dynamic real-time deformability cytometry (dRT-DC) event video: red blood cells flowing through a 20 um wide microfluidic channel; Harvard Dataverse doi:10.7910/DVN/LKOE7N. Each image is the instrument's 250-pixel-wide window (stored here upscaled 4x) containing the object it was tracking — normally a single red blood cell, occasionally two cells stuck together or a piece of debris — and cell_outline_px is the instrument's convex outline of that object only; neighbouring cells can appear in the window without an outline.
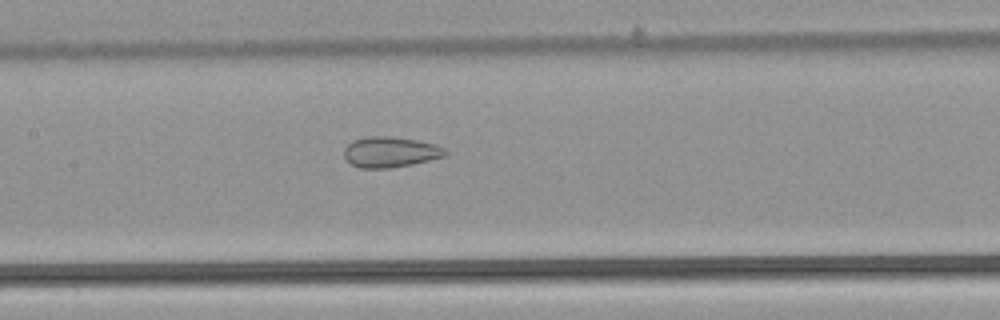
{"species": "common noctule bat (a hibernating species)", "species_latin": "Nyctalus noctula", "temperature_condition": "warm", "stored_images_in_passage": 37, "camera_frame_rate_fps": 3000, "um_per_image_px": 0.085, "animal": {"sex": "male", "body_mass_g": 21.5, "forearm_length_mm": 52.0}, "frame": {"image": 1, "passage_image": 10, "time_ms": 3.0, "image_size_px": [1000, 320], "cell_outline_px": [[448, 152], [444, 156], [412, 164], [388, 168], [360, 168], [352, 164], [344, 156], [344, 148], [352, 140], [368, 136], [388, 136], [416, 140], [436, 144], [444, 148]], "centroid_in_image_um": [33.16, 12.91], "position_along_channel_um": 174.2, "area_um2": 17.92}}
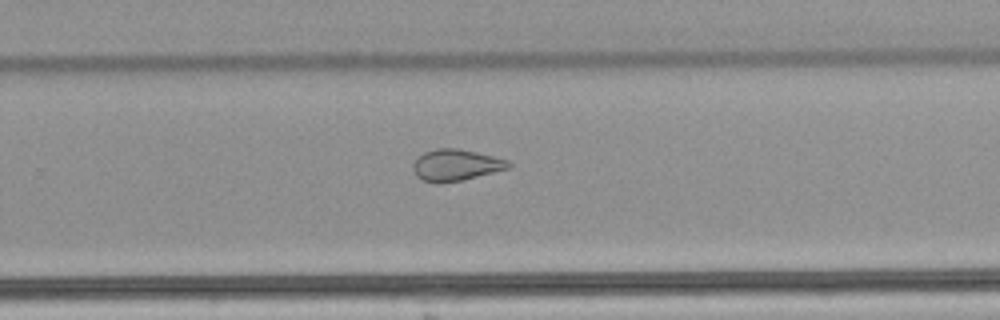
{"frame": {"image": 2, "passage_image": 19, "time_ms": 6.0, "image_size_px": [1000, 320], "cell_outline_px": [[512, 164], [508, 168], [460, 180], [440, 184], [436, 184], [420, 180], [416, 176], [412, 168], [412, 164], [424, 152], [436, 148], [460, 148], [508, 160]], "centroid_in_image_um": [38.69, 14.03], "position_along_channel_um": 291.1, "area_um2": 17.46}}
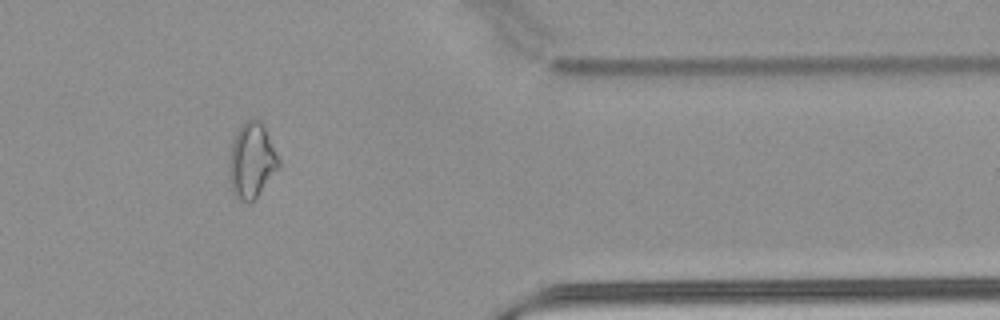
{"frame": {"image": 3, "passage_image": 28, "time_ms": 9.0, "image_size_px": [1000, 320], "cell_outline_px": [[280, 168], [256, 196], [248, 204], [240, 200], [232, 192], [228, 176], [228, 164], [232, 140], [240, 124], [248, 120], [260, 120], [280, 160]], "centroid_in_image_um": [21.36, 13.67], "position_along_channel_um": 390.0, "area_um2": 21.73}, "authors_computed_cell_mechanics": {"area_um2": 19.3052, "velocity_mm_per_s": 3.911, "shape_relaxation_time_tau1_ms": null, "shape_relaxation_time_tau2_ms": 1.8022, "deformation_change_tau1": null, "deformation_change_tau2": 0.0932}}